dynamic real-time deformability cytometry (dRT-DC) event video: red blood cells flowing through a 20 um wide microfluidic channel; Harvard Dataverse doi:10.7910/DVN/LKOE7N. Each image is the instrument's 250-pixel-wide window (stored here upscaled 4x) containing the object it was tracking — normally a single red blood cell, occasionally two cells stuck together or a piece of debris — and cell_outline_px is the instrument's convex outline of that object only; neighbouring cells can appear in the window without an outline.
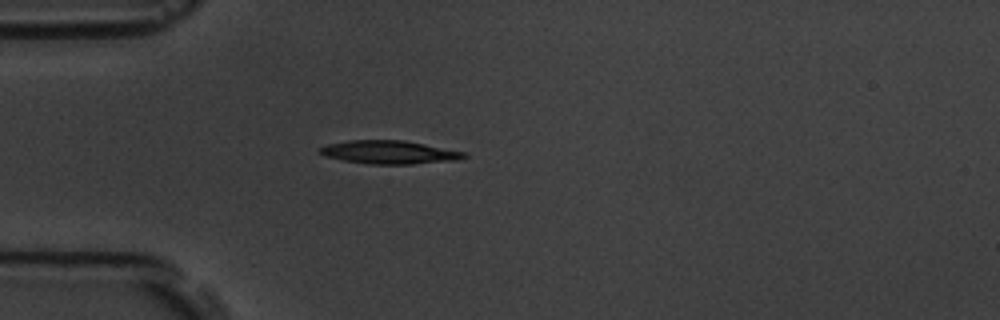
{"species": "common noctule bat (a hibernating species)", "species_latin": "Nyctalus noctula", "temperature_condition": "room temperature", "stored_images_in_passage": 5, "camera_frame_rate_fps": 3000, "um_per_image_px": 0.085, "animal": {"sex": "male", "body_mass_g": 19.5, "forearm_length_mm": 54.6}, "frame": {"image": 1, "passage_image": 3, "time_ms": 3.333, "image_size_px": [1000, 320], "cell_outline_px": [[468, 156], [456, 160], [412, 164], [368, 164], [344, 160], [324, 156], [316, 148], [328, 144], [348, 140], [404, 140], [468, 152]], "centroid_in_image_um": [33.1, 12.93], "position_along_channel_um": 51.9, "area_um2": 19.71}}
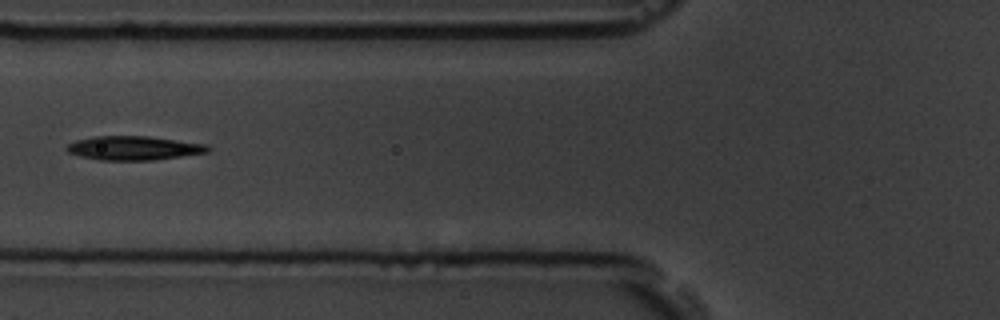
{"frame": {"image": 2, "passage_image": 5, "time_ms": 5.333, "image_size_px": [1000, 320], "cell_outline_px": [[212, 148], [208, 152], [152, 160], [100, 160], [80, 156], [68, 152], [64, 148], [68, 144], [76, 140], [96, 136], [148, 136], [208, 144]], "centroid_in_image_um": [11.38, 12.58], "position_along_channel_um": 114.4, "area_um2": 19.71}}